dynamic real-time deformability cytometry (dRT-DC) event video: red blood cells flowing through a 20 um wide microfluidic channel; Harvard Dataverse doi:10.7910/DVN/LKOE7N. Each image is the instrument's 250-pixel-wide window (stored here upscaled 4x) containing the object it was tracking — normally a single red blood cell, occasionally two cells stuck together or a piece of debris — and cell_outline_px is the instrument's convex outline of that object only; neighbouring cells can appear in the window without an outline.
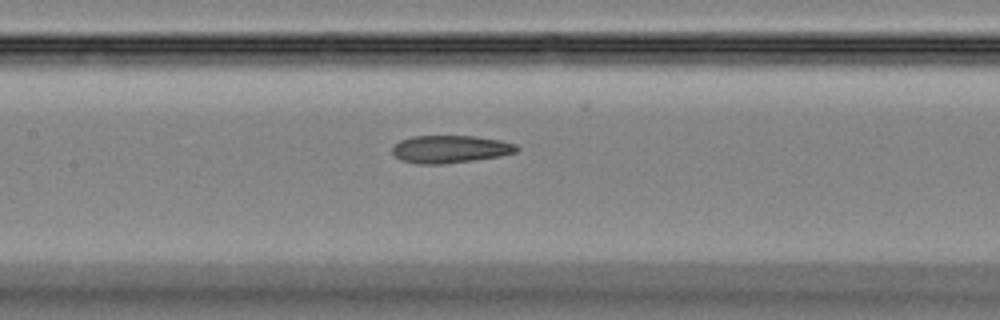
{"species": "Egyptian fruit bat (a non-hibernating species)", "species_latin": "Rousettus aegyptiacus", "temperature_condition": "room temperature", "stored_images_in_passage": 44, "camera_frame_rate_fps": 3000, "um_per_image_px": 0.085, "animal": {"sex": "female"}, "frame": {"image": 1, "passage_image": 21, "time_ms": 6.667, "image_size_px": [1000, 320], "cell_outline_px": [[520, 148], [516, 152], [500, 156], [472, 160], [440, 164], [416, 164], [400, 160], [392, 152], [392, 148], [400, 140], [412, 136], [472, 136], [500, 140], [516, 144]], "centroid_in_image_um": [38.26, 12.67], "position_along_channel_um": 169.1, "area_um2": 19.94}}
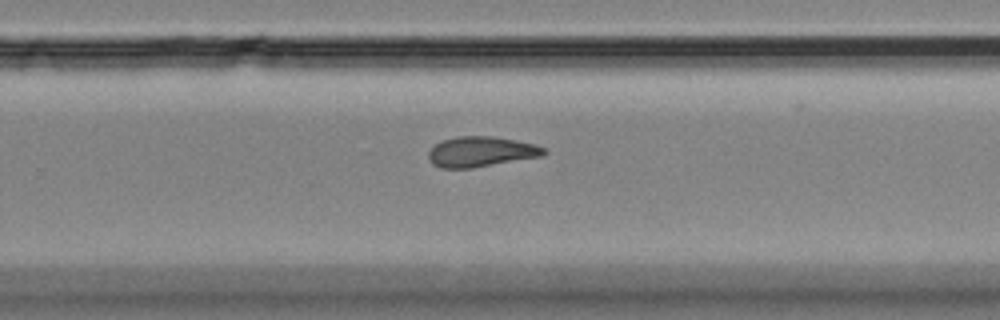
{"frame": {"image": 2, "passage_image": 29, "time_ms": 9.333, "image_size_px": [1000, 320], "cell_outline_px": [[548, 152], [544, 156], [472, 168], [440, 168], [432, 164], [428, 156], [428, 152], [440, 140], [456, 136], [496, 136], [536, 144], [548, 148]], "centroid_in_image_um": [40.93, 12.89], "position_along_channel_um": 288.9, "area_um2": 20.75}}
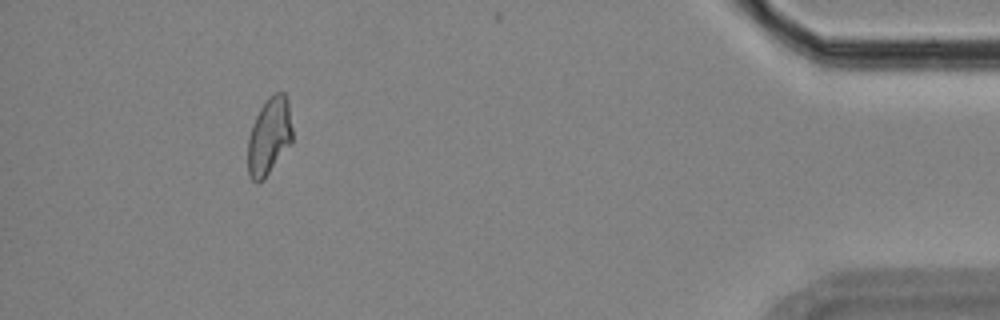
{"frame": {"image": 3, "passage_image": 41, "time_ms": 13.333, "image_size_px": [1000, 320], "cell_outline_px": [[292, 140], [264, 180], [256, 184], [248, 176], [248, 136], [252, 124], [260, 108], [268, 96], [272, 92], [284, 92], [288, 100], [292, 128]], "centroid_in_image_um": [22.86, 11.57], "position_along_channel_um": 412.3, "area_um2": 20.17}}